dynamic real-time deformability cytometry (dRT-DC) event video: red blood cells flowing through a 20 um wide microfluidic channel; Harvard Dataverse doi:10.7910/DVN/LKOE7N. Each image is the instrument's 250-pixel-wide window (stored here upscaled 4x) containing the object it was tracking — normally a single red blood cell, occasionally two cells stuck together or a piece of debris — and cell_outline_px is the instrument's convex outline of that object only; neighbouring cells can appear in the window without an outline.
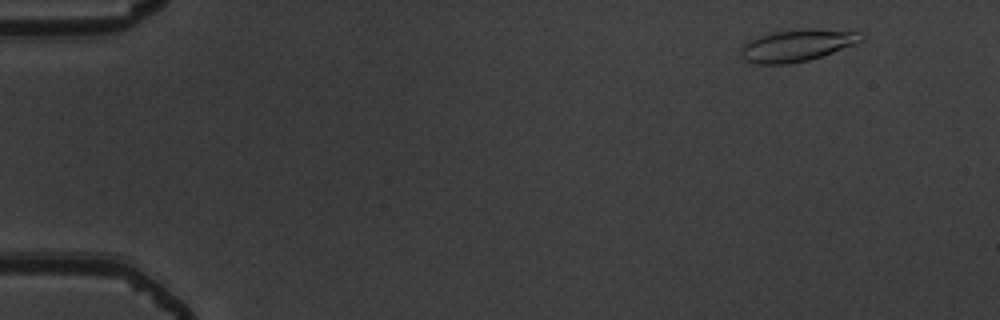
{"species": "common noctule bat (a hibernating species)", "species_latin": "Nyctalus noctula", "temperature_condition": "warm", "stored_images_in_passage": 8, "camera_frame_rate_fps": 3000, "um_per_image_px": 0.085, "animal": {"sex": "male", "body_mass_g": 19.5, "forearm_length_mm": 54.6}, "frame": {"image": 1, "passage_image": 2, "time_ms": 0.333, "image_size_px": [1000, 320], "cell_outline_px": [[864, 36], [856, 44], [808, 60], [788, 64], [756, 64], [744, 60], [740, 52], [744, 44], [760, 36], [772, 32], [864, 32]], "centroid_in_image_um": [67.67, 3.93], "position_along_channel_um": 17.3, "area_um2": 20.87}}
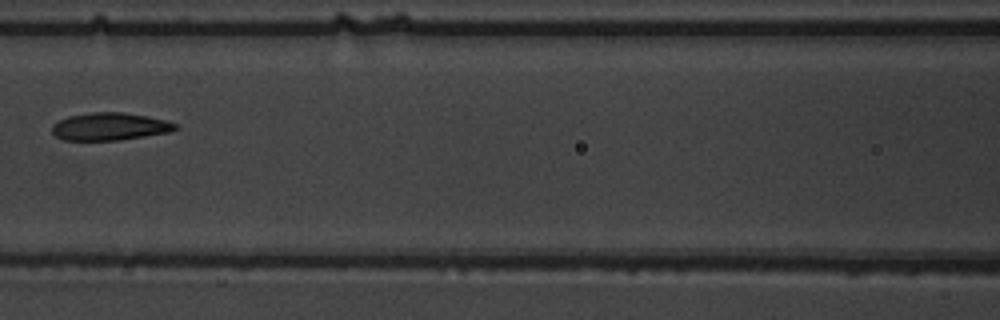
{"frame": {"image": 2, "passage_image": 7, "time_ms": 2.0, "image_size_px": [1000, 320], "cell_outline_px": [[180, 128], [168, 132], [144, 136], [116, 140], [64, 140], [56, 136], [52, 132], [52, 124], [68, 116], [92, 112], [124, 112], [148, 116], [180, 124]], "centroid_in_image_um": [9.35, 10.74], "position_along_channel_um": 157.2, "area_um2": 19.83}}
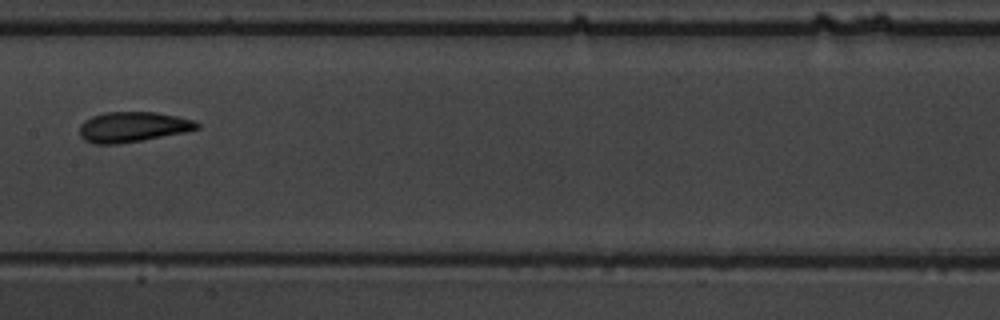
{"frame": {"image": 3, "passage_image": 8, "time_ms": 2.333, "image_size_px": [1000, 320], "cell_outline_px": [[200, 128], [184, 132], [120, 144], [92, 144], [84, 140], [80, 136], [80, 124], [84, 120], [92, 116], [104, 112], [156, 112], [196, 120], [200, 124]], "centroid_in_image_um": [11.27, 10.79], "position_along_channel_um": 196.1, "area_um2": 20.81}}